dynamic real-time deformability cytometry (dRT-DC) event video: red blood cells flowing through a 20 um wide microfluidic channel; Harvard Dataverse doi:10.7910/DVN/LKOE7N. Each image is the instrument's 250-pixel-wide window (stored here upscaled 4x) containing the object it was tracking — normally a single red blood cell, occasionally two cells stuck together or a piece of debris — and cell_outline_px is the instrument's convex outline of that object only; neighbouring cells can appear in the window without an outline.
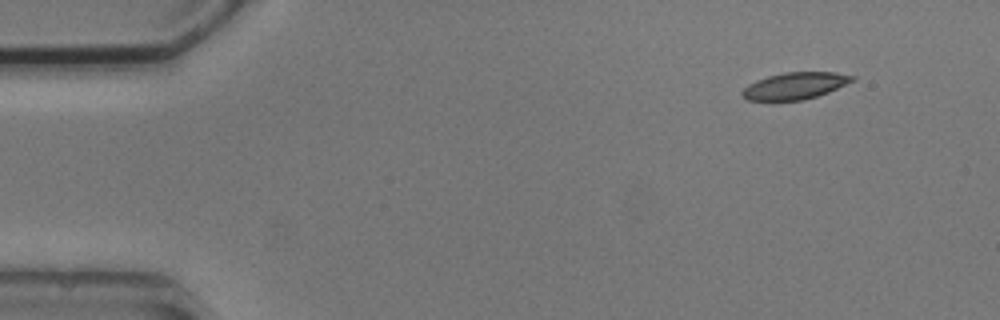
{"species": "common noctule bat (a hibernating species)", "species_latin": "Nyctalus noctula", "temperature_condition": "cold", "stored_images_in_passage": 3, "camera_frame_rate_fps": 3000, "um_per_image_px": 0.085, "animal": {"sex": "male", "body_mass_g": 20.5, "forearm_length_mm": 52.5}, "frame": {"image": 1, "passage_image": 1, "time_ms": 0.0, "image_size_px": [1000, 320], "cell_outline_px": [[856, 80], [828, 92], [804, 100], [748, 100], [740, 92], [748, 84], [756, 80], [768, 76], [784, 72], [836, 72], [856, 76]], "centroid_in_image_um": [67.6, 7.28], "position_along_channel_um": 17.4, "area_um2": 17.17}}